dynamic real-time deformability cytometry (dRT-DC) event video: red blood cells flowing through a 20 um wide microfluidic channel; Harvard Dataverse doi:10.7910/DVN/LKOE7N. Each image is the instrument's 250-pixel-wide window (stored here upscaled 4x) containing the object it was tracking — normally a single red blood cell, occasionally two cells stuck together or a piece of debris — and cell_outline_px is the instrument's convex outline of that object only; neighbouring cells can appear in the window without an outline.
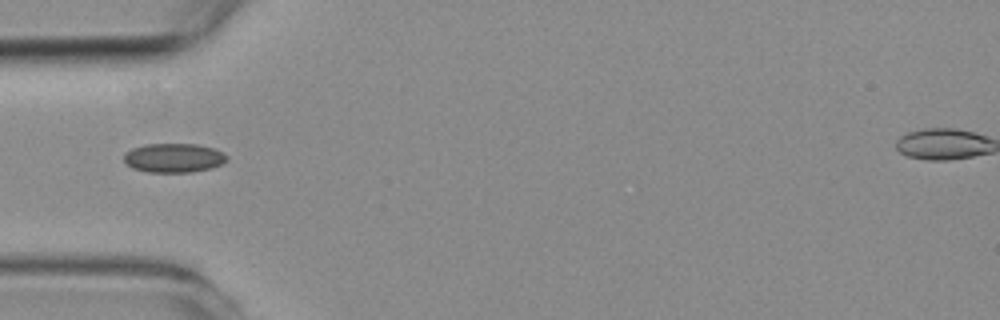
{"species": "common noctule bat (a hibernating species)", "species_latin": "Nyctalus noctula", "temperature_condition": "room temperature", "stored_images_in_passage": 6, "camera_frame_rate_fps": 3000, "um_per_image_px": 0.085, "animal": {"sex": "female", "body_mass_g": 19.3, "forearm_length_mm": 54.1}, "frame": {"image": 1, "passage_image": 1, "time_ms": 0.0, "image_size_px": [1000, 320], "cell_outline_px": [[228, 160], [212, 168], [192, 172], [148, 172], [132, 168], [124, 160], [124, 152], [132, 148], [144, 144], [196, 144], [212, 148], [224, 152], [228, 156]], "centroid_in_image_um": [14.77, 13.42], "position_along_channel_um": 70.2, "area_um2": 17.57}}